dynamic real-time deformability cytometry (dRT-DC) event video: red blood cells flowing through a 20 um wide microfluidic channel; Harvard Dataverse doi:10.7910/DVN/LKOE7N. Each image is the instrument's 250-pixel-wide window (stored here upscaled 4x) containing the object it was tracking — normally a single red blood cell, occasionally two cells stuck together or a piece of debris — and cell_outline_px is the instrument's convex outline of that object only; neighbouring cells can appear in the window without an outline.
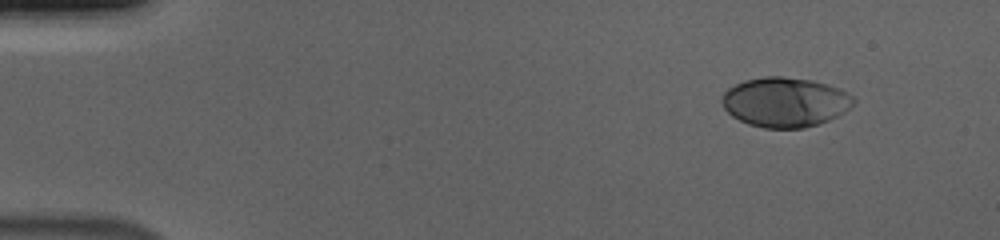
{"species": "human", "species_latin": "Homo sapiens", "temperature_condition": "cold", "stored_images_in_passage": 51, "camera_frame_rate_fps": 3000, "um_per_image_px": 0.085, "donor": {"sex": "male"}, "frame": {"image": 1, "passage_image": 1, "time_ms": 0.0, "image_size_px": [1000, 240], "cell_outline_px": [[856, 100], [844, 112], [820, 124], [804, 128], [764, 128], [748, 124], [732, 116], [720, 104], [720, 100], [724, 92], [728, 88], [744, 80], [764, 76], [784, 76], [812, 80], [828, 84], [840, 88], [852, 96]], "centroid_in_image_um": [66.71, 8.67], "position_along_channel_um": 18.3, "area_um2": 38.32}}
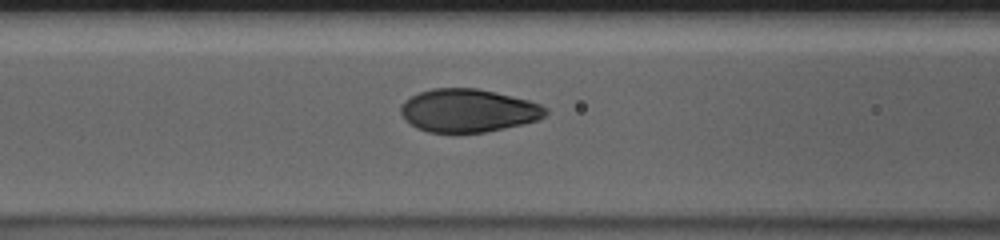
{"frame": {"image": 2, "passage_image": 19, "time_ms": 6.0, "image_size_px": [1000, 240], "cell_outline_px": [[548, 112], [544, 116], [536, 120], [524, 124], [484, 132], [428, 132], [416, 128], [404, 120], [400, 112], [400, 104], [404, 100], [420, 92], [432, 88], [476, 88], [528, 100], [540, 104], [548, 108]], "centroid_in_image_um": [39.76, 9.4], "position_along_channel_um": 126.8, "area_um2": 36.36}}
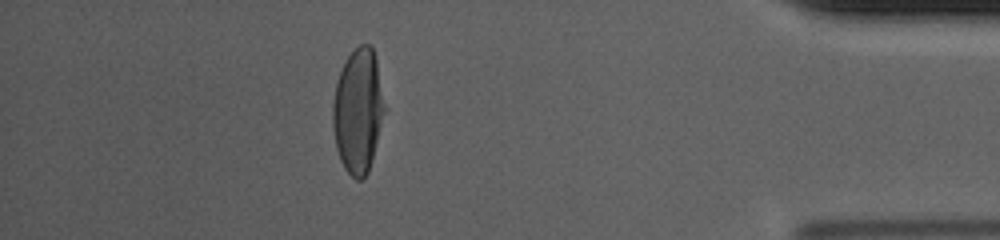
{"frame": {"image": 3, "passage_image": 45, "time_ms": 14.667, "image_size_px": [1000, 240], "cell_outline_px": [[384, 112], [372, 160], [368, 172], [360, 180], [356, 180], [344, 168], [340, 160], [336, 148], [332, 124], [332, 104], [336, 84], [340, 72], [348, 56], [360, 44], [372, 44], [376, 60], [384, 104]], "centroid_in_image_um": [30.41, 9.43], "position_along_channel_um": 404.8, "area_um2": 37.11}, "authors_computed_cell_mechanics": {"area_um2": 37.4544, "velocity_mm_per_s": 3.687, "shape_relaxation_time_tau1_ms": 3.5499, "shape_relaxation_time_tau2_ms": null, "deformation_change_tau1": 0.1944, "deformation_change_tau2": null}}